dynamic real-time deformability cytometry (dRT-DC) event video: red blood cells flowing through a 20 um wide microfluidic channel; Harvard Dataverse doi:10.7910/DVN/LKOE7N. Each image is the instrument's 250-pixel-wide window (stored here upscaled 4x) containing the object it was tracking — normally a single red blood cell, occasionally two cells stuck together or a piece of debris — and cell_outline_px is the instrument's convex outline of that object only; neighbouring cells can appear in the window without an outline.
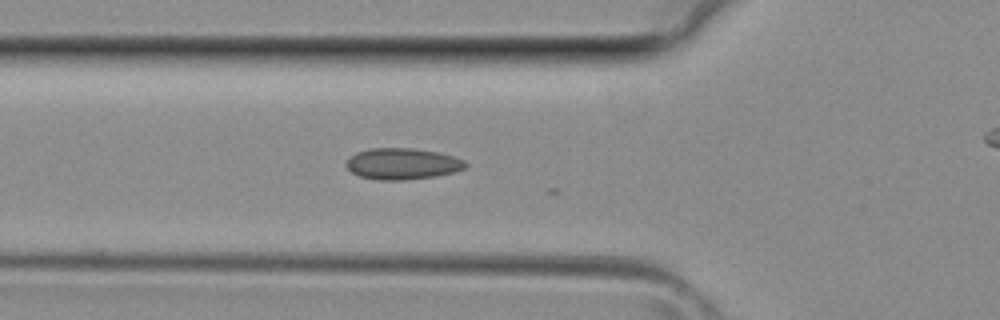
{"species": "common noctule bat (a hibernating species)", "species_latin": "Nyctalus noctula", "temperature_condition": "room temperature", "stored_images_in_passage": 21, "camera_frame_rate_fps": 3000, "um_per_image_px": 0.085, "animal": {"sex": "female", "body_mass_g": 29.2, "forearm_length_mm": 56.3}, "frame": {"image": 1, "passage_image": 13, "time_ms": 4.0, "image_size_px": [1000, 320], "cell_outline_px": [[468, 164], [464, 168], [452, 172], [436, 176], [400, 180], [376, 180], [360, 176], [352, 172], [344, 164], [348, 156], [356, 152], [368, 148], [412, 148], [440, 152], [464, 160]], "centroid_in_image_um": [34.15, 13.91], "position_along_channel_um": 91.6, "area_um2": 21.85}}
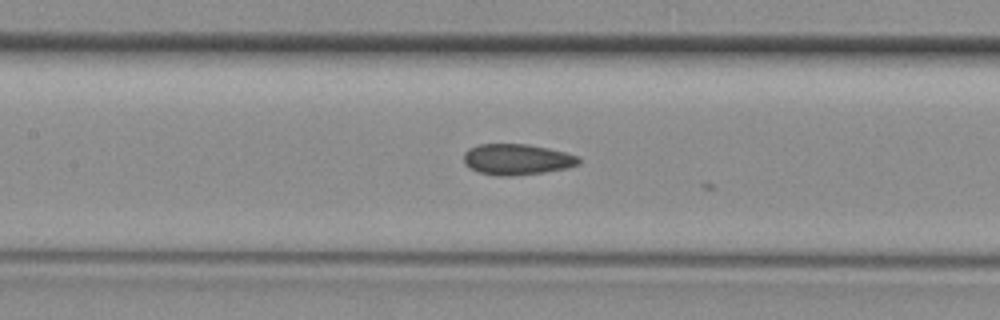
{"frame": {"image": 2, "passage_image": 17, "time_ms": 5.333, "image_size_px": [1000, 320], "cell_outline_px": [[580, 164], [568, 168], [544, 172], [512, 176], [496, 176], [480, 172], [468, 168], [464, 164], [464, 152], [468, 148], [480, 144], [528, 144], [548, 148], [580, 156]], "centroid_in_image_um": [43.93, 13.55], "position_along_channel_um": 163.5, "area_um2": 20.92}}